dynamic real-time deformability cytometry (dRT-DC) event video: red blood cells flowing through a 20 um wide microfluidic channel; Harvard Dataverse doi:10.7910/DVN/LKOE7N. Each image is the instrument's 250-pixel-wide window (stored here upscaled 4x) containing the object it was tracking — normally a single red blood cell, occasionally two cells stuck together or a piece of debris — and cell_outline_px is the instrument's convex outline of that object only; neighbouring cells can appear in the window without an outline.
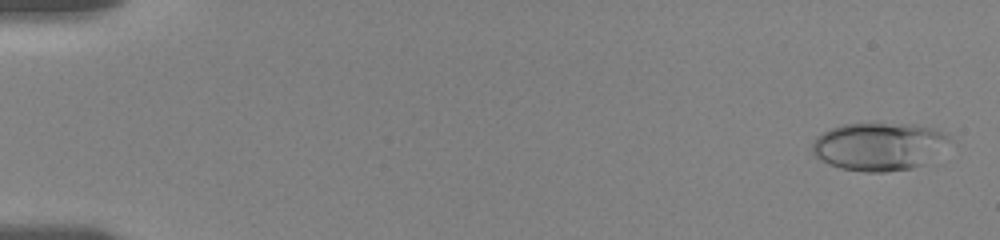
{"species": "human", "species_latin": "Homo sapiens", "temperature_condition": "room temperature", "stored_images_in_passage": 56, "camera_frame_rate_fps": 3000, "um_per_image_px": 0.085, "donor": {"sex": "female"}, "frame": {"image": 1, "passage_image": 2, "time_ms": 0.333, "image_size_px": [1000, 240], "cell_outline_px": [[956, 144], [924, 164], [912, 168], [884, 172], [864, 172], [840, 168], [828, 164], [820, 160], [812, 152], [812, 144], [816, 136], [840, 124], [916, 124], [948, 132]], "centroid_in_image_um": [74.83, 12.45], "position_along_channel_um": 10.2, "area_um2": 39.25}}
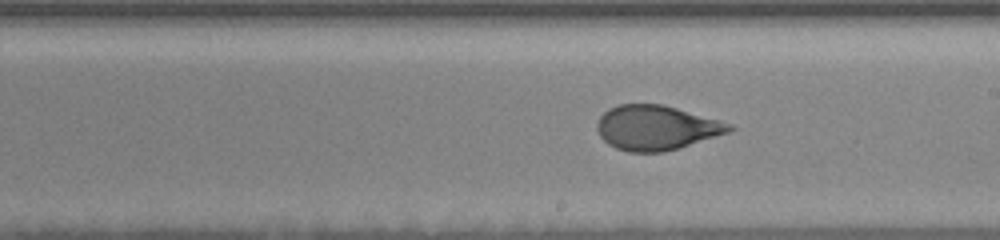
{"frame": {"image": 2, "passage_image": 33, "time_ms": 10.667, "image_size_px": [1000, 240], "cell_outline_px": [[736, 128], [728, 132], [680, 148], [664, 152], [628, 152], [616, 148], [608, 144], [600, 136], [596, 128], [596, 124], [600, 116], [608, 108], [620, 104], [664, 104], [732, 124]], "centroid_in_image_um": [55.76, 10.85], "position_along_channel_um": 233.2, "area_um2": 34.45}}
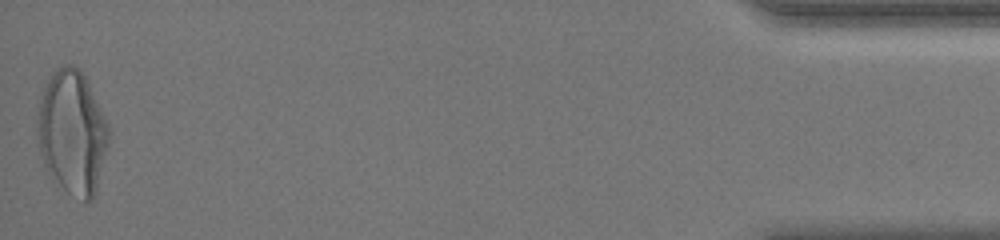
{"frame": {"image": 3, "passage_image": 56, "time_ms": 18.333, "image_size_px": [1000, 240], "cell_outline_px": [[108, 144], [96, 192], [92, 200], [84, 200], [68, 192], [48, 172], [44, 164], [40, 152], [36, 132], [36, 128], [40, 100], [44, 88], [52, 72], [60, 64], [72, 64], [88, 80], [108, 124]], "centroid_in_image_um": [6.13, 11.22], "position_along_channel_um": 429.1, "area_um2": 51.1}, "authors_computed_cell_mechanics": {"area_um2": 35.2291, "velocity_mm_per_s": 3.6169, "shape_relaxation_time_tau1_ms": 4.348, "shape_relaxation_time_tau2_ms": null, "deformation_change_tau1": 0.1765, "deformation_change_tau2": null}}